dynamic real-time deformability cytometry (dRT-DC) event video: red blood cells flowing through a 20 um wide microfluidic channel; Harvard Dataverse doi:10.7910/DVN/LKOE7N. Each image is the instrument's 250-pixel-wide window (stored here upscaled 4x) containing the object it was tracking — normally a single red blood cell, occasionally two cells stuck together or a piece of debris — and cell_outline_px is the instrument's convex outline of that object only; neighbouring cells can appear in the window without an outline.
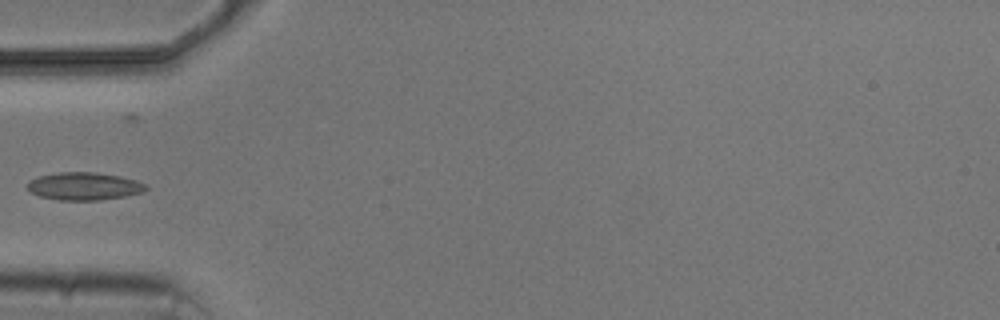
{"species": "common noctule bat (a hibernating species)", "species_latin": "Nyctalus noctula", "temperature_condition": "cold", "stored_images_in_passage": 7, "camera_frame_rate_fps": 3000, "um_per_image_px": 0.085, "animal": {"sex": "male", "body_mass_g": 20.5, "forearm_length_mm": 52.5}, "frame": {"image": 1, "passage_image": 4, "time_ms": 4.333, "image_size_px": [1000, 320], "cell_outline_px": [[148, 188], [144, 192], [124, 196], [100, 200], [60, 200], [40, 196], [32, 192], [28, 188], [28, 180], [36, 176], [60, 172], [96, 172], [120, 176], [136, 180], [144, 184]], "centroid_in_image_um": [7.14, 15.82], "position_along_channel_um": 77.9, "area_um2": 19.13}}
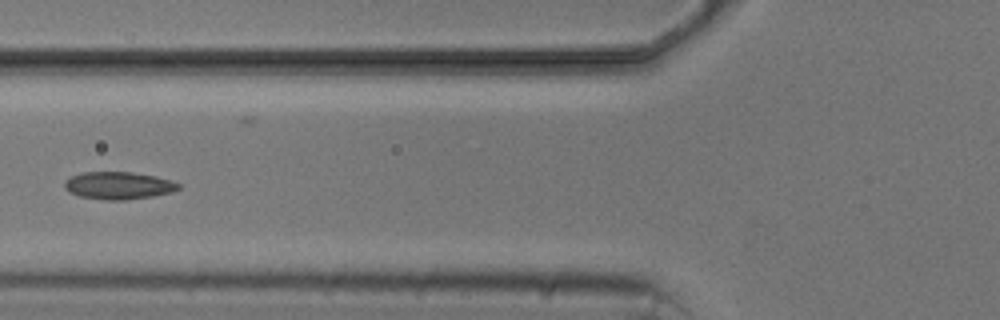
{"frame": {"image": 2, "passage_image": 5, "time_ms": 5.333, "image_size_px": [1000, 320], "cell_outline_px": [[180, 188], [172, 192], [152, 196], [128, 200], [108, 200], [80, 196], [68, 192], [64, 188], [64, 180], [80, 172], [132, 172], [156, 176], [172, 180], [180, 184]], "centroid_in_image_um": [10.07, 15.76], "position_along_channel_um": 115.7, "area_um2": 18.38}}